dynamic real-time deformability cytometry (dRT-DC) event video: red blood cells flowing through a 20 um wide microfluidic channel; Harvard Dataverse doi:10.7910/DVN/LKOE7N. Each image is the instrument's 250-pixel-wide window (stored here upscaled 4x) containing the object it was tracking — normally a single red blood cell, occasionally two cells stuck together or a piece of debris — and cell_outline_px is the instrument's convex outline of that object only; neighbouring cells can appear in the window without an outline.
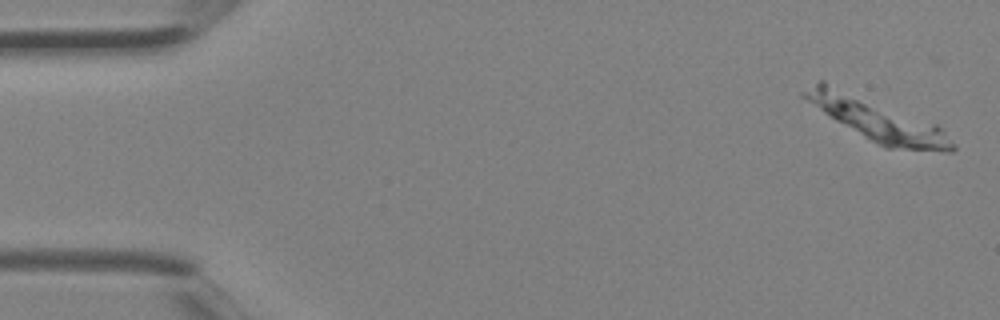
{"species": "Egyptian fruit bat (a non-hibernating species)", "species_latin": "Rousettus aegyptiacus", "temperature_condition": "room temperature", "stored_images_in_passage": 6, "camera_frame_rate_fps": 3000, "um_per_image_px": 0.085, "animal": {"sex": "female"}, "frame": {"image": 1, "passage_image": 1, "time_ms": 0.0, "image_size_px": [1000, 320], "cell_outline_px": [[956, 148], [952, 152], [944, 152], [884, 148], [836, 120], [800, 96], [800, 92], [820, 80], [824, 80], [936, 124], [956, 144]], "centroid_in_image_um": [74.6, 10.17], "position_along_channel_um": 10.4, "area_um2": 36.07}}
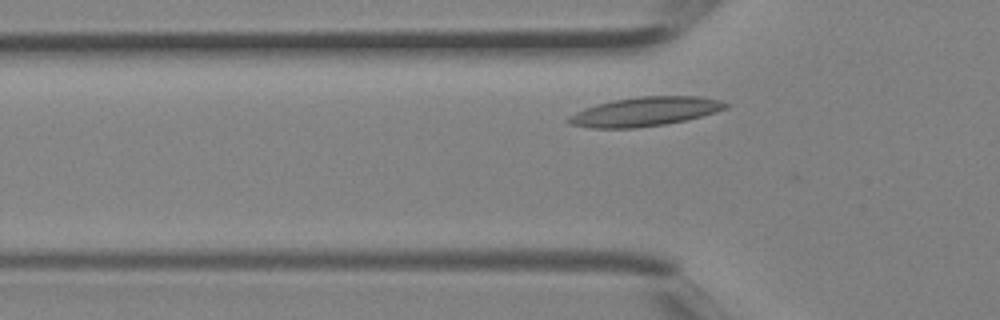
{"frame": {"image": 2, "passage_image": 6, "time_ms": 1.667, "image_size_px": [1000, 320], "cell_outline_px": [[728, 108], [716, 112], [688, 120], [664, 124], [636, 128], [592, 128], [568, 124], [564, 120], [568, 116], [584, 108], [596, 104], [612, 100], [640, 96], [700, 96], [720, 100], [728, 104]], "centroid_in_image_um": [54.81, 9.49], "position_along_channel_um": 71.0, "area_um2": 26.88}}